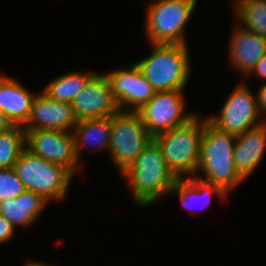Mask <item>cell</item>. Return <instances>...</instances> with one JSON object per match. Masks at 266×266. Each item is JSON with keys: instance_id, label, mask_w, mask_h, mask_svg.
<instances>
[{"instance_id": "7", "label": "cell", "mask_w": 266, "mask_h": 266, "mask_svg": "<svg viewBox=\"0 0 266 266\" xmlns=\"http://www.w3.org/2000/svg\"><path fill=\"white\" fill-rule=\"evenodd\" d=\"M153 136L138 111L118 110L112 115L109 155L118 174L123 173L150 144Z\"/></svg>"}, {"instance_id": "2", "label": "cell", "mask_w": 266, "mask_h": 266, "mask_svg": "<svg viewBox=\"0 0 266 266\" xmlns=\"http://www.w3.org/2000/svg\"><path fill=\"white\" fill-rule=\"evenodd\" d=\"M236 138L235 135L217 129L205 117L199 166L195 176L218 185L228 194L245 181L235 168L233 151Z\"/></svg>"}, {"instance_id": "24", "label": "cell", "mask_w": 266, "mask_h": 266, "mask_svg": "<svg viewBox=\"0 0 266 266\" xmlns=\"http://www.w3.org/2000/svg\"><path fill=\"white\" fill-rule=\"evenodd\" d=\"M15 228L0 214V245L12 240L15 235Z\"/></svg>"}, {"instance_id": "18", "label": "cell", "mask_w": 266, "mask_h": 266, "mask_svg": "<svg viewBox=\"0 0 266 266\" xmlns=\"http://www.w3.org/2000/svg\"><path fill=\"white\" fill-rule=\"evenodd\" d=\"M47 202L42 196L31 190H25L16 198L0 202V214L15 228L27 229L41 216Z\"/></svg>"}, {"instance_id": "13", "label": "cell", "mask_w": 266, "mask_h": 266, "mask_svg": "<svg viewBox=\"0 0 266 266\" xmlns=\"http://www.w3.org/2000/svg\"><path fill=\"white\" fill-rule=\"evenodd\" d=\"M77 121L71 103L51 99L42 91L33 99L29 120L23 128L72 132Z\"/></svg>"}, {"instance_id": "15", "label": "cell", "mask_w": 266, "mask_h": 266, "mask_svg": "<svg viewBox=\"0 0 266 266\" xmlns=\"http://www.w3.org/2000/svg\"><path fill=\"white\" fill-rule=\"evenodd\" d=\"M266 151V121L237 136L233 151L235 168L246 180L260 165Z\"/></svg>"}, {"instance_id": "9", "label": "cell", "mask_w": 266, "mask_h": 266, "mask_svg": "<svg viewBox=\"0 0 266 266\" xmlns=\"http://www.w3.org/2000/svg\"><path fill=\"white\" fill-rule=\"evenodd\" d=\"M184 90L156 92L138 113L148 132L155 137L161 133L187 123L197 113H185Z\"/></svg>"}, {"instance_id": "5", "label": "cell", "mask_w": 266, "mask_h": 266, "mask_svg": "<svg viewBox=\"0 0 266 266\" xmlns=\"http://www.w3.org/2000/svg\"><path fill=\"white\" fill-rule=\"evenodd\" d=\"M198 0H149L145 13L147 43L189 45L186 26Z\"/></svg>"}, {"instance_id": "19", "label": "cell", "mask_w": 266, "mask_h": 266, "mask_svg": "<svg viewBox=\"0 0 266 266\" xmlns=\"http://www.w3.org/2000/svg\"><path fill=\"white\" fill-rule=\"evenodd\" d=\"M112 131V116L78 120L72 130L76 156L81 163V152L83 149L97 150L108 149L110 145ZM82 150V151H81Z\"/></svg>"}, {"instance_id": "11", "label": "cell", "mask_w": 266, "mask_h": 266, "mask_svg": "<svg viewBox=\"0 0 266 266\" xmlns=\"http://www.w3.org/2000/svg\"><path fill=\"white\" fill-rule=\"evenodd\" d=\"M109 78L113 96L120 110L138 111L156 94L136 63L125 69L105 73Z\"/></svg>"}, {"instance_id": "26", "label": "cell", "mask_w": 266, "mask_h": 266, "mask_svg": "<svg viewBox=\"0 0 266 266\" xmlns=\"http://www.w3.org/2000/svg\"><path fill=\"white\" fill-rule=\"evenodd\" d=\"M252 75H254V78L256 76V78L263 80L262 82H266V54L261 58V60L246 77L251 78Z\"/></svg>"}, {"instance_id": "4", "label": "cell", "mask_w": 266, "mask_h": 266, "mask_svg": "<svg viewBox=\"0 0 266 266\" xmlns=\"http://www.w3.org/2000/svg\"><path fill=\"white\" fill-rule=\"evenodd\" d=\"M205 128V116L196 114L182 124L153 137L167 167L177 178L195 176L199 166L200 142Z\"/></svg>"}, {"instance_id": "27", "label": "cell", "mask_w": 266, "mask_h": 266, "mask_svg": "<svg viewBox=\"0 0 266 266\" xmlns=\"http://www.w3.org/2000/svg\"><path fill=\"white\" fill-rule=\"evenodd\" d=\"M13 126L8 117L0 110V133L9 130Z\"/></svg>"}, {"instance_id": "8", "label": "cell", "mask_w": 266, "mask_h": 266, "mask_svg": "<svg viewBox=\"0 0 266 266\" xmlns=\"http://www.w3.org/2000/svg\"><path fill=\"white\" fill-rule=\"evenodd\" d=\"M245 83L241 81L235 84L219 114L207 116L217 129L235 136L266 121L258 110L256 94Z\"/></svg>"}, {"instance_id": "21", "label": "cell", "mask_w": 266, "mask_h": 266, "mask_svg": "<svg viewBox=\"0 0 266 266\" xmlns=\"http://www.w3.org/2000/svg\"><path fill=\"white\" fill-rule=\"evenodd\" d=\"M236 21L266 39V0H232Z\"/></svg>"}, {"instance_id": "20", "label": "cell", "mask_w": 266, "mask_h": 266, "mask_svg": "<svg viewBox=\"0 0 266 266\" xmlns=\"http://www.w3.org/2000/svg\"><path fill=\"white\" fill-rule=\"evenodd\" d=\"M95 73L92 69L67 72L49 81L42 90L51 99L71 103Z\"/></svg>"}, {"instance_id": "23", "label": "cell", "mask_w": 266, "mask_h": 266, "mask_svg": "<svg viewBox=\"0 0 266 266\" xmlns=\"http://www.w3.org/2000/svg\"><path fill=\"white\" fill-rule=\"evenodd\" d=\"M23 182L13 168L0 169V202L8 198H16L25 191Z\"/></svg>"}, {"instance_id": "25", "label": "cell", "mask_w": 266, "mask_h": 266, "mask_svg": "<svg viewBox=\"0 0 266 266\" xmlns=\"http://www.w3.org/2000/svg\"><path fill=\"white\" fill-rule=\"evenodd\" d=\"M257 98V107L260 114L266 116V82H262L258 88V92L255 93ZM266 120V117H264Z\"/></svg>"}, {"instance_id": "28", "label": "cell", "mask_w": 266, "mask_h": 266, "mask_svg": "<svg viewBox=\"0 0 266 266\" xmlns=\"http://www.w3.org/2000/svg\"><path fill=\"white\" fill-rule=\"evenodd\" d=\"M25 266H51L50 264L48 263H45V262H41L40 260H27L26 263L24 264Z\"/></svg>"}, {"instance_id": "6", "label": "cell", "mask_w": 266, "mask_h": 266, "mask_svg": "<svg viewBox=\"0 0 266 266\" xmlns=\"http://www.w3.org/2000/svg\"><path fill=\"white\" fill-rule=\"evenodd\" d=\"M13 169L26 190L37 193L49 203L67 197L74 176L65 167L39 157L26 147Z\"/></svg>"}, {"instance_id": "14", "label": "cell", "mask_w": 266, "mask_h": 266, "mask_svg": "<svg viewBox=\"0 0 266 266\" xmlns=\"http://www.w3.org/2000/svg\"><path fill=\"white\" fill-rule=\"evenodd\" d=\"M228 47V60L236 72L246 77L266 54V39L253 31H248L234 23Z\"/></svg>"}, {"instance_id": "1", "label": "cell", "mask_w": 266, "mask_h": 266, "mask_svg": "<svg viewBox=\"0 0 266 266\" xmlns=\"http://www.w3.org/2000/svg\"><path fill=\"white\" fill-rule=\"evenodd\" d=\"M120 175L131 189L134 205L140 208L153 205L167 195L178 179L167 167L154 140Z\"/></svg>"}, {"instance_id": "12", "label": "cell", "mask_w": 266, "mask_h": 266, "mask_svg": "<svg viewBox=\"0 0 266 266\" xmlns=\"http://www.w3.org/2000/svg\"><path fill=\"white\" fill-rule=\"evenodd\" d=\"M77 120L110 117L119 110L106 74L96 72L71 102Z\"/></svg>"}, {"instance_id": "10", "label": "cell", "mask_w": 266, "mask_h": 266, "mask_svg": "<svg viewBox=\"0 0 266 266\" xmlns=\"http://www.w3.org/2000/svg\"><path fill=\"white\" fill-rule=\"evenodd\" d=\"M26 148L43 159L61 165L75 175L82 168L76 156L72 132L63 130H25Z\"/></svg>"}, {"instance_id": "16", "label": "cell", "mask_w": 266, "mask_h": 266, "mask_svg": "<svg viewBox=\"0 0 266 266\" xmlns=\"http://www.w3.org/2000/svg\"><path fill=\"white\" fill-rule=\"evenodd\" d=\"M32 93L16 78L0 75V110L13 125L24 126L29 120L33 99Z\"/></svg>"}, {"instance_id": "17", "label": "cell", "mask_w": 266, "mask_h": 266, "mask_svg": "<svg viewBox=\"0 0 266 266\" xmlns=\"http://www.w3.org/2000/svg\"><path fill=\"white\" fill-rule=\"evenodd\" d=\"M169 194L177 196L180 199L182 207L189 210L191 214L192 212L197 213L201 210L199 209L200 204L201 208L208 206L213 196L219 200H224L228 197V193L218 185L206 182L196 176L178 178L169 191ZM194 205H199V207H195Z\"/></svg>"}, {"instance_id": "22", "label": "cell", "mask_w": 266, "mask_h": 266, "mask_svg": "<svg viewBox=\"0 0 266 266\" xmlns=\"http://www.w3.org/2000/svg\"><path fill=\"white\" fill-rule=\"evenodd\" d=\"M26 147L25 129L14 125L0 133V169L13 168Z\"/></svg>"}, {"instance_id": "3", "label": "cell", "mask_w": 266, "mask_h": 266, "mask_svg": "<svg viewBox=\"0 0 266 266\" xmlns=\"http://www.w3.org/2000/svg\"><path fill=\"white\" fill-rule=\"evenodd\" d=\"M148 45L151 54L135 62L145 78L157 92L185 90L192 72L189 45Z\"/></svg>"}]
</instances>
